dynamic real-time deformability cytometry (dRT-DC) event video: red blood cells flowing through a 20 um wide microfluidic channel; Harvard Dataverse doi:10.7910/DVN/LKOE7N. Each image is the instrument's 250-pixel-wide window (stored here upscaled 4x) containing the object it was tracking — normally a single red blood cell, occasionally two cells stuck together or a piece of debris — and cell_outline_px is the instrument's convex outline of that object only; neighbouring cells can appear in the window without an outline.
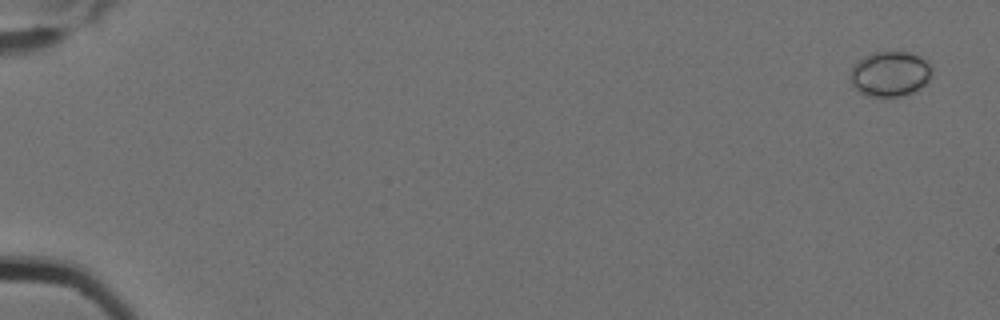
{"species": "Egyptian fruit bat (a non-hibernating species)", "species_latin": "Rousettus aegyptiacus", "temperature_condition": "cold", "stored_images_in_passage": 6, "camera_frame_rate_fps": 3000, "um_per_image_px": 0.085, "animal": {"sex": "female"}, "frame": {"image": 1, "passage_image": 1, "time_ms": 0.0, "image_size_px": [1000, 320], "cell_outline_px": [[932, 76], [920, 88], [912, 92], [900, 96], [868, 96], [860, 92], [852, 84], [852, 68], [856, 60], [872, 52], [912, 52], [928, 60], [932, 64]], "centroid_in_image_um": [75.7, 6.25], "position_along_channel_um": 9.3, "area_um2": 21.56}}
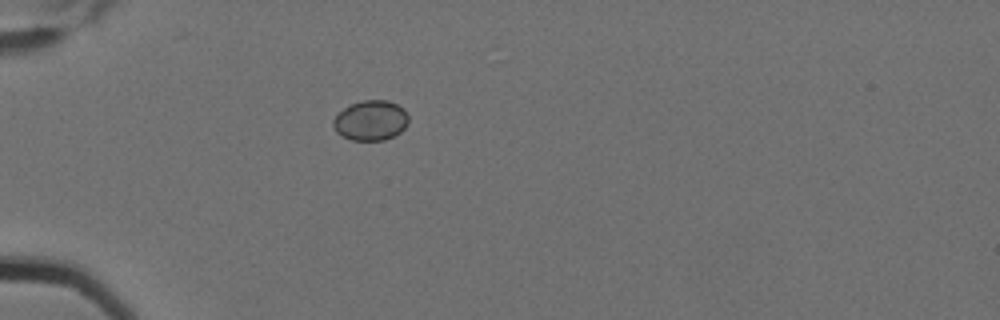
{"frame": {"image": 2, "passage_image": 6, "time_ms": 1.667, "image_size_px": [1000, 320], "cell_outline_px": [[408, 124], [400, 132], [384, 140], [352, 140], [336, 132], [332, 124], [332, 120], [344, 108], [352, 104], [364, 100], [388, 100], [404, 108], [408, 116]], "centroid_in_image_um": [31.52, 10.23], "position_along_channel_um": 53.5, "area_um2": 17.46}}